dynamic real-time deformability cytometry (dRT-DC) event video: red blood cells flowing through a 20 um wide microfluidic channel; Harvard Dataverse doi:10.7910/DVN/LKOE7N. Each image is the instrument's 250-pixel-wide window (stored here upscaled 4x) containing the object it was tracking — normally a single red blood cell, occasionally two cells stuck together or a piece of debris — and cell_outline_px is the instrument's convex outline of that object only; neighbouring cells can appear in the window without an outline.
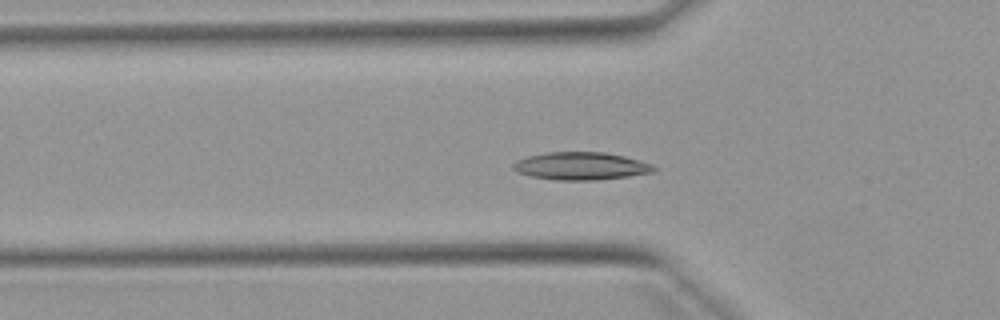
{"species": "Egyptian fruit bat (a non-hibernating species)", "species_latin": "Rousettus aegyptiacus", "temperature_condition": "warm", "stored_images_in_passage": 53, "camera_frame_rate_fps": 3000, "um_per_image_px": 0.085, "animal": {"sex": "female"}, "frame": {"image": 1, "passage_image": 17, "time_ms": 5.333, "image_size_px": [1000, 320], "cell_outline_px": [[660, 168], [656, 172], [628, 176], [596, 180], [556, 180], [532, 176], [516, 172], [512, 168], [512, 164], [516, 160], [528, 156], [548, 152], [604, 152], [624, 156], [652, 164]], "centroid_in_image_um": [49.4, 14.11], "position_along_channel_um": 76.4, "area_um2": 22.83}}
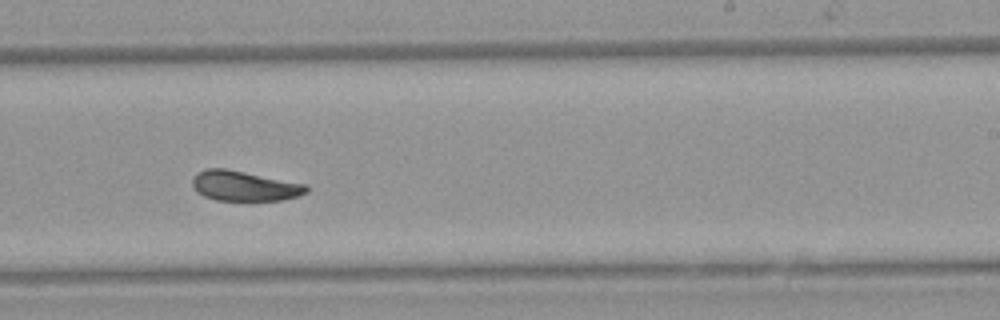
{"frame": {"image": 2, "passage_image": 32, "time_ms": 10.333, "image_size_px": [1000, 320], "cell_outline_px": [[308, 192], [300, 196], [284, 200], [252, 204], [216, 200], [204, 196], [196, 192], [192, 184], [192, 176], [196, 172], [204, 168], [224, 168], [308, 184]], "centroid_in_image_um": [20.79, 15.86], "position_along_channel_um": 268.2, "area_um2": 21.21}}
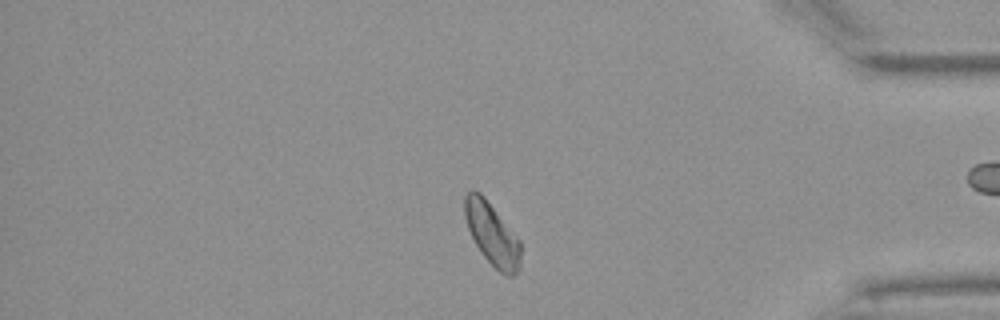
{"frame": {"image": 3, "passage_image": 44, "time_ms": 14.333, "image_size_px": [1000, 320], "cell_outline_px": [[520, 268], [516, 276], [504, 276], [480, 252], [468, 228], [464, 216], [464, 196], [472, 188], [480, 192], [520, 240]], "centroid_in_image_um": [41.82, 19.91], "position_along_channel_um": 393.4, "area_um2": 20.29}, "authors_computed_cell_mechanics": {"area_um2": 21.097, "velocity_mm_per_s": 3.8493, "shape_relaxation_time_tau1_ms": 3.9174, "shape_relaxation_time_tau2_ms": 3.4164, "deformation_change_tau1": 0.107, "deformation_change_tau2": 0.0835}}